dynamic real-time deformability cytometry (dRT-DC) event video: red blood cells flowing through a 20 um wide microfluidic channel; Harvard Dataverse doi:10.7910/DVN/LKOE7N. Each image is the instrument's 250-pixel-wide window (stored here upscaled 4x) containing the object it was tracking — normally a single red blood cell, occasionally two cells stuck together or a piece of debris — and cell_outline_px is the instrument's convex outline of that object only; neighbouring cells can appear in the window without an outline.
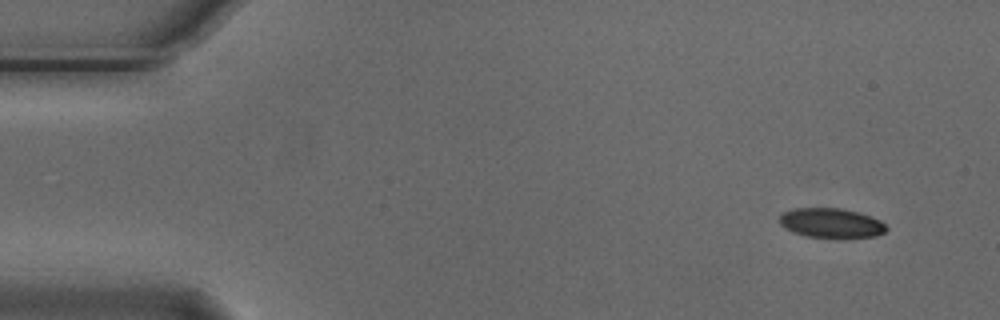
{"species": "Egyptian fruit bat (a non-hibernating species)", "species_latin": "Rousettus aegyptiacus", "temperature_condition": "cold", "stored_images_in_passage": 5, "camera_frame_rate_fps": 3000, "um_per_image_px": 0.085, "animal": {"sex": "male"}, "frame": {"image": 1, "passage_image": 1, "time_ms": 0.0, "image_size_px": [1000, 320], "cell_outline_px": [[888, 228], [884, 232], [876, 236], [844, 240], [836, 240], [808, 236], [792, 232], [780, 224], [780, 216], [784, 212], [792, 208], [840, 208], [860, 212], [872, 216], [880, 220]], "centroid_in_image_um": [70.7, 18.99], "position_along_channel_um": 14.3, "area_um2": 19.13}}
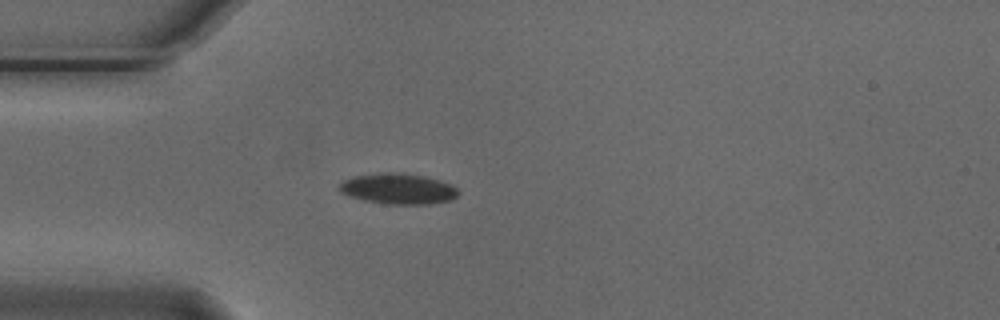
{"frame": {"image": 2, "passage_image": 4, "time_ms": 1.0, "image_size_px": [1000, 320], "cell_outline_px": [[460, 192], [452, 200], [428, 204], [384, 204], [364, 200], [340, 192], [336, 188], [344, 180], [352, 176], [380, 172], [400, 172], [424, 176], [452, 184]], "centroid_in_image_um": [33.83, 16.03], "position_along_channel_um": 51.2, "area_um2": 21.44}}